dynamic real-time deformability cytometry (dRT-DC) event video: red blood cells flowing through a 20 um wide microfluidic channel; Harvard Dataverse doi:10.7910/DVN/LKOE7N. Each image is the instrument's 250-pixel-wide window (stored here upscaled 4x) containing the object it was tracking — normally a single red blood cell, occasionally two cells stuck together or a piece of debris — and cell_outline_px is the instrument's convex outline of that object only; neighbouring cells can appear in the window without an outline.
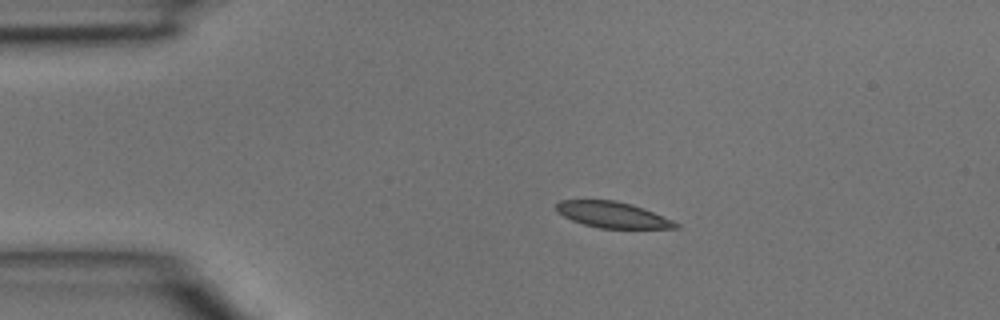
{"species": "common noctule bat (a hibernating species)", "species_latin": "Nyctalus noctula", "temperature_condition": "room temperature", "stored_images_in_passage": 2, "camera_frame_rate_fps": 3000, "um_per_image_px": 0.085, "animal": {"sex": "male", "body_mass_g": 15.6}, "frame": {"image": 1, "passage_image": 1, "time_ms": 0.0, "image_size_px": [1000, 320], "cell_outline_px": [[680, 228], [600, 228], [584, 224], [572, 220], [556, 212], [556, 204], [560, 200], [612, 200], [632, 204], [644, 208], [672, 220], [680, 224]], "centroid_in_image_um": [52.07, 18.25], "position_along_channel_um": 32.9, "area_um2": 17.98}}